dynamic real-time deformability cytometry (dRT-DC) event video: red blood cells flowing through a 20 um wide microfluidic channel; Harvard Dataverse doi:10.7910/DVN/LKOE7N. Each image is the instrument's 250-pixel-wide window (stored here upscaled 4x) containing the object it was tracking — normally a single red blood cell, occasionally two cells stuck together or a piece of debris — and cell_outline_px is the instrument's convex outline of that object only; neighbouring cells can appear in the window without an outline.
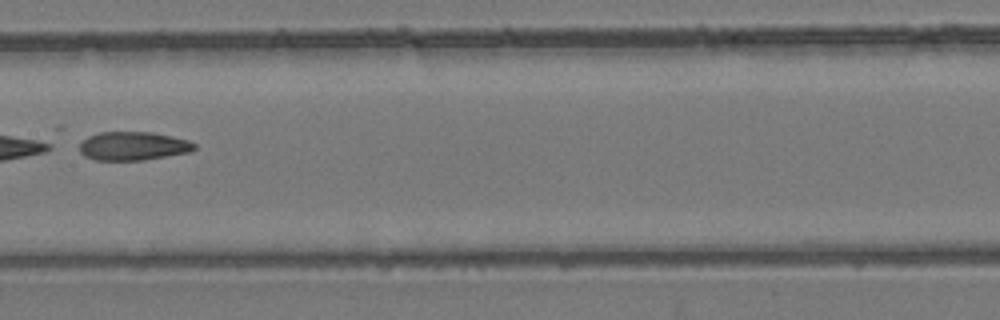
{"species": "common noctule bat (a hibernating species)", "species_latin": "Nyctalus noctula", "temperature_condition": "room temperature", "stored_images_in_passage": 32, "camera_frame_rate_fps": 3000, "um_per_image_px": 0.085, "animal": {"sex": "female", "body_mass_g": 24.6, "forearm_length_mm": 56.2}, "frame": {"image": 1, "passage_image": 10, "time_ms": 3.0, "image_size_px": [1000, 320], "cell_outline_px": [[196, 148], [188, 152], [144, 160], [96, 160], [84, 156], [80, 152], [80, 144], [88, 136], [100, 132], [152, 132], [188, 140], [196, 144]], "centroid_in_image_um": [11.3, 12.41], "position_along_channel_um": 196.1, "area_um2": 19.02}}
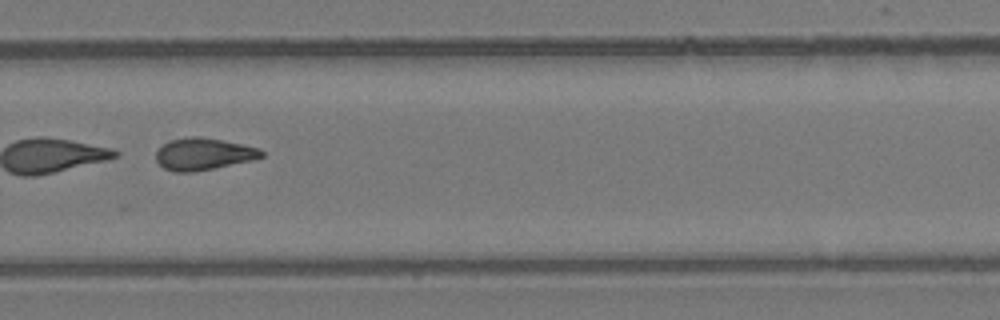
{"frame": {"image": 2, "passage_image": 18, "time_ms": 5.667, "image_size_px": [1000, 320], "cell_outline_px": [[264, 156], [252, 160], [192, 172], [176, 172], [164, 168], [156, 160], [156, 152], [164, 144], [172, 140], [192, 136], [200, 136], [260, 148], [264, 152]], "centroid_in_image_um": [17.3, 13.09], "position_along_channel_um": 312.5, "area_um2": 19.31}}